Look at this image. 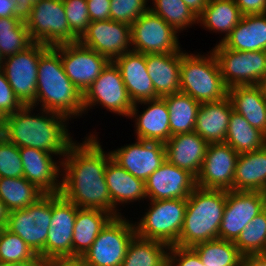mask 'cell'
<instances>
[{
  "instance_id": "1",
  "label": "cell",
  "mask_w": 266,
  "mask_h": 266,
  "mask_svg": "<svg viewBox=\"0 0 266 266\" xmlns=\"http://www.w3.org/2000/svg\"><path fill=\"white\" fill-rule=\"evenodd\" d=\"M64 158L60 194L79 208L100 209L122 216L112 203L105 180L111 154L103 151L97 137L90 134L83 143L73 142Z\"/></svg>"
},
{
  "instance_id": "2",
  "label": "cell",
  "mask_w": 266,
  "mask_h": 266,
  "mask_svg": "<svg viewBox=\"0 0 266 266\" xmlns=\"http://www.w3.org/2000/svg\"><path fill=\"white\" fill-rule=\"evenodd\" d=\"M33 109L34 106L25 105L5 117L4 137L18 147L37 148L64 157L74 142L66 126L69 119L63 114L43 109L41 116L32 115Z\"/></svg>"
},
{
  "instance_id": "3",
  "label": "cell",
  "mask_w": 266,
  "mask_h": 266,
  "mask_svg": "<svg viewBox=\"0 0 266 266\" xmlns=\"http://www.w3.org/2000/svg\"><path fill=\"white\" fill-rule=\"evenodd\" d=\"M39 102L40 109L63 114L68 119L83 113V94L65 74L60 53L52 46L38 61L36 101L31 106Z\"/></svg>"
},
{
  "instance_id": "4",
  "label": "cell",
  "mask_w": 266,
  "mask_h": 266,
  "mask_svg": "<svg viewBox=\"0 0 266 266\" xmlns=\"http://www.w3.org/2000/svg\"><path fill=\"white\" fill-rule=\"evenodd\" d=\"M226 199V190L196 187L187 198L184 224L175 245L193 247L202 242L219 239Z\"/></svg>"
},
{
  "instance_id": "5",
  "label": "cell",
  "mask_w": 266,
  "mask_h": 266,
  "mask_svg": "<svg viewBox=\"0 0 266 266\" xmlns=\"http://www.w3.org/2000/svg\"><path fill=\"white\" fill-rule=\"evenodd\" d=\"M180 92L200 103L216 102L228 96L216 55L188 54L181 51Z\"/></svg>"
},
{
  "instance_id": "6",
  "label": "cell",
  "mask_w": 266,
  "mask_h": 266,
  "mask_svg": "<svg viewBox=\"0 0 266 266\" xmlns=\"http://www.w3.org/2000/svg\"><path fill=\"white\" fill-rule=\"evenodd\" d=\"M151 206L139 222H135L138 237L157 240L173 246L181 233L187 199L150 200Z\"/></svg>"
},
{
  "instance_id": "7",
  "label": "cell",
  "mask_w": 266,
  "mask_h": 266,
  "mask_svg": "<svg viewBox=\"0 0 266 266\" xmlns=\"http://www.w3.org/2000/svg\"><path fill=\"white\" fill-rule=\"evenodd\" d=\"M52 219V194H44L26 208L10 211L6 229L19 235L40 260H45V245Z\"/></svg>"
},
{
  "instance_id": "8",
  "label": "cell",
  "mask_w": 266,
  "mask_h": 266,
  "mask_svg": "<svg viewBox=\"0 0 266 266\" xmlns=\"http://www.w3.org/2000/svg\"><path fill=\"white\" fill-rule=\"evenodd\" d=\"M123 218V219H122ZM135 226L122 216H114L82 256L86 266H121Z\"/></svg>"
},
{
  "instance_id": "9",
  "label": "cell",
  "mask_w": 266,
  "mask_h": 266,
  "mask_svg": "<svg viewBox=\"0 0 266 266\" xmlns=\"http://www.w3.org/2000/svg\"><path fill=\"white\" fill-rule=\"evenodd\" d=\"M25 23L35 43L53 47L79 40L69 28L62 0H39Z\"/></svg>"
},
{
  "instance_id": "10",
  "label": "cell",
  "mask_w": 266,
  "mask_h": 266,
  "mask_svg": "<svg viewBox=\"0 0 266 266\" xmlns=\"http://www.w3.org/2000/svg\"><path fill=\"white\" fill-rule=\"evenodd\" d=\"M218 60L225 85L235 86L259 85L266 76V51H234L222 43L212 50Z\"/></svg>"
},
{
  "instance_id": "11",
  "label": "cell",
  "mask_w": 266,
  "mask_h": 266,
  "mask_svg": "<svg viewBox=\"0 0 266 266\" xmlns=\"http://www.w3.org/2000/svg\"><path fill=\"white\" fill-rule=\"evenodd\" d=\"M48 47L34 42L26 50L4 58L1 70L24 106L36 101L38 61Z\"/></svg>"
},
{
  "instance_id": "12",
  "label": "cell",
  "mask_w": 266,
  "mask_h": 266,
  "mask_svg": "<svg viewBox=\"0 0 266 266\" xmlns=\"http://www.w3.org/2000/svg\"><path fill=\"white\" fill-rule=\"evenodd\" d=\"M96 104L110 112L130 116L134 104L124 85L120 70L110 61L98 78L83 94V113ZM89 107V108H88Z\"/></svg>"
},
{
  "instance_id": "13",
  "label": "cell",
  "mask_w": 266,
  "mask_h": 266,
  "mask_svg": "<svg viewBox=\"0 0 266 266\" xmlns=\"http://www.w3.org/2000/svg\"><path fill=\"white\" fill-rule=\"evenodd\" d=\"M178 31L150 9L131 25L133 51L143 54L179 52Z\"/></svg>"
},
{
  "instance_id": "14",
  "label": "cell",
  "mask_w": 266,
  "mask_h": 266,
  "mask_svg": "<svg viewBox=\"0 0 266 266\" xmlns=\"http://www.w3.org/2000/svg\"><path fill=\"white\" fill-rule=\"evenodd\" d=\"M61 57L65 74L84 94L110 60L79 41L53 46Z\"/></svg>"
},
{
  "instance_id": "15",
  "label": "cell",
  "mask_w": 266,
  "mask_h": 266,
  "mask_svg": "<svg viewBox=\"0 0 266 266\" xmlns=\"http://www.w3.org/2000/svg\"><path fill=\"white\" fill-rule=\"evenodd\" d=\"M266 193L227 191L219 239L235 241L251 220L265 209Z\"/></svg>"
},
{
  "instance_id": "16",
  "label": "cell",
  "mask_w": 266,
  "mask_h": 266,
  "mask_svg": "<svg viewBox=\"0 0 266 266\" xmlns=\"http://www.w3.org/2000/svg\"><path fill=\"white\" fill-rule=\"evenodd\" d=\"M237 153L226 143H209L196 186L203 189L233 191Z\"/></svg>"
},
{
  "instance_id": "17",
  "label": "cell",
  "mask_w": 266,
  "mask_h": 266,
  "mask_svg": "<svg viewBox=\"0 0 266 266\" xmlns=\"http://www.w3.org/2000/svg\"><path fill=\"white\" fill-rule=\"evenodd\" d=\"M78 41L113 61L132 50L131 25L112 19L93 21Z\"/></svg>"
},
{
  "instance_id": "18",
  "label": "cell",
  "mask_w": 266,
  "mask_h": 266,
  "mask_svg": "<svg viewBox=\"0 0 266 266\" xmlns=\"http://www.w3.org/2000/svg\"><path fill=\"white\" fill-rule=\"evenodd\" d=\"M78 209L60 193L52 194V219L45 245V260L72 257V237Z\"/></svg>"
},
{
  "instance_id": "19",
  "label": "cell",
  "mask_w": 266,
  "mask_h": 266,
  "mask_svg": "<svg viewBox=\"0 0 266 266\" xmlns=\"http://www.w3.org/2000/svg\"><path fill=\"white\" fill-rule=\"evenodd\" d=\"M137 142L110 151L111 159L134 177L146 179L166 160L164 143L158 141Z\"/></svg>"
},
{
  "instance_id": "20",
  "label": "cell",
  "mask_w": 266,
  "mask_h": 266,
  "mask_svg": "<svg viewBox=\"0 0 266 266\" xmlns=\"http://www.w3.org/2000/svg\"><path fill=\"white\" fill-rule=\"evenodd\" d=\"M196 187L193 174L167 160L145 181L149 200L187 199Z\"/></svg>"
},
{
  "instance_id": "21",
  "label": "cell",
  "mask_w": 266,
  "mask_h": 266,
  "mask_svg": "<svg viewBox=\"0 0 266 266\" xmlns=\"http://www.w3.org/2000/svg\"><path fill=\"white\" fill-rule=\"evenodd\" d=\"M23 164V177L34 184L44 194H57L61 190L59 181L62 162H54L52 153L29 147H19ZM58 165V166H57Z\"/></svg>"
},
{
  "instance_id": "22",
  "label": "cell",
  "mask_w": 266,
  "mask_h": 266,
  "mask_svg": "<svg viewBox=\"0 0 266 266\" xmlns=\"http://www.w3.org/2000/svg\"><path fill=\"white\" fill-rule=\"evenodd\" d=\"M133 104L159 98L146 67V54L129 51L113 60Z\"/></svg>"
},
{
  "instance_id": "23",
  "label": "cell",
  "mask_w": 266,
  "mask_h": 266,
  "mask_svg": "<svg viewBox=\"0 0 266 266\" xmlns=\"http://www.w3.org/2000/svg\"><path fill=\"white\" fill-rule=\"evenodd\" d=\"M137 104L149 105L137 115ZM169 116L165 100L159 97L134 104L129 117L136 118L137 139L166 143L171 137Z\"/></svg>"
},
{
  "instance_id": "24",
  "label": "cell",
  "mask_w": 266,
  "mask_h": 266,
  "mask_svg": "<svg viewBox=\"0 0 266 266\" xmlns=\"http://www.w3.org/2000/svg\"><path fill=\"white\" fill-rule=\"evenodd\" d=\"M166 160L195 177L200 172L208 143L195 131L171 136L166 143Z\"/></svg>"
},
{
  "instance_id": "25",
  "label": "cell",
  "mask_w": 266,
  "mask_h": 266,
  "mask_svg": "<svg viewBox=\"0 0 266 266\" xmlns=\"http://www.w3.org/2000/svg\"><path fill=\"white\" fill-rule=\"evenodd\" d=\"M232 110L228 96L220 101L201 103L194 131L208 144L224 143Z\"/></svg>"
},
{
  "instance_id": "26",
  "label": "cell",
  "mask_w": 266,
  "mask_h": 266,
  "mask_svg": "<svg viewBox=\"0 0 266 266\" xmlns=\"http://www.w3.org/2000/svg\"><path fill=\"white\" fill-rule=\"evenodd\" d=\"M181 50L146 54V67L158 97L180 92Z\"/></svg>"
},
{
  "instance_id": "27",
  "label": "cell",
  "mask_w": 266,
  "mask_h": 266,
  "mask_svg": "<svg viewBox=\"0 0 266 266\" xmlns=\"http://www.w3.org/2000/svg\"><path fill=\"white\" fill-rule=\"evenodd\" d=\"M221 43L234 51H266V13L242 16Z\"/></svg>"
},
{
  "instance_id": "28",
  "label": "cell",
  "mask_w": 266,
  "mask_h": 266,
  "mask_svg": "<svg viewBox=\"0 0 266 266\" xmlns=\"http://www.w3.org/2000/svg\"><path fill=\"white\" fill-rule=\"evenodd\" d=\"M233 191L266 193V145L259 150L239 154L234 173Z\"/></svg>"
},
{
  "instance_id": "29",
  "label": "cell",
  "mask_w": 266,
  "mask_h": 266,
  "mask_svg": "<svg viewBox=\"0 0 266 266\" xmlns=\"http://www.w3.org/2000/svg\"><path fill=\"white\" fill-rule=\"evenodd\" d=\"M233 110L254 128L266 135V97L259 85L235 86L228 89Z\"/></svg>"
},
{
  "instance_id": "30",
  "label": "cell",
  "mask_w": 266,
  "mask_h": 266,
  "mask_svg": "<svg viewBox=\"0 0 266 266\" xmlns=\"http://www.w3.org/2000/svg\"><path fill=\"white\" fill-rule=\"evenodd\" d=\"M105 180L114 207L118 203H129L147 199L145 182L110 159L105 169Z\"/></svg>"
},
{
  "instance_id": "31",
  "label": "cell",
  "mask_w": 266,
  "mask_h": 266,
  "mask_svg": "<svg viewBox=\"0 0 266 266\" xmlns=\"http://www.w3.org/2000/svg\"><path fill=\"white\" fill-rule=\"evenodd\" d=\"M113 217L104 210L79 208L72 237V256L82 257Z\"/></svg>"
},
{
  "instance_id": "32",
  "label": "cell",
  "mask_w": 266,
  "mask_h": 266,
  "mask_svg": "<svg viewBox=\"0 0 266 266\" xmlns=\"http://www.w3.org/2000/svg\"><path fill=\"white\" fill-rule=\"evenodd\" d=\"M242 19L235 0H208L207 6L198 16V23L213 32L225 33L221 43Z\"/></svg>"
},
{
  "instance_id": "33",
  "label": "cell",
  "mask_w": 266,
  "mask_h": 266,
  "mask_svg": "<svg viewBox=\"0 0 266 266\" xmlns=\"http://www.w3.org/2000/svg\"><path fill=\"white\" fill-rule=\"evenodd\" d=\"M168 107L171 136L193 132L201 105L190 95L182 92L162 97Z\"/></svg>"
},
{
  "instance_id": "34",
  "label": "cell",
  "mask_w": 266,
  "mask_h": 266,
  "mask_svg": "<svg viewBox=\"0 0 266 266\" xmlns=\"http://www.w3.org/2000/svg\"><path fill=\"white\" fill-rule=\"evenodd\" d=\"M169 248L168 244L161 241L135 235L129 243L121 266H168Z\"/></svg>"
},
{
  "instance_id": "35",
  "label": "cell",
  "mask_w": 266,
  "mask_h": 266,
  "mask_svg": "<svg viewBox=\"0 0 266 266\" xmlns=\"http://www.w3.org/2000/svg\"><path fill=\"white\" fill-rule=\"evenodd\" d=\"M224 143L239 154L252 152L266 145V135L252 127L241 114L232 110Z\"/></svg>"
},
{
  "instance_id": "36",
  "label": "cell",
  "mask_w": 266,
  "mask_h": 266,
  "mask_svg": "<svg viewBox=\"0 0 266 266\" xmlns=\"http://www.w3.org/2000/svg\"><path fill=\"white\" fill-rule=\"evenodd\" d=\"M43 195L41 190L24 177H0V199L9 212L28 207Z\"/></svg>"
},
{
  "instance_id": "37",
  "label": "cell",
  "mask_w": 266,
  "mask_h": 266,
  "mask_svg": "<svg viewBox=\"0 0 266 266\" xmlns=\"http://www.w3.org/2000/svg\"><path fill=\"white\" fill-rule=\"evenodd\" d=\"M206 266H241L243 255L234 241L214 239L192 247Z\"/></svg>"
},
{
  "instance_id": "38",
  "label": "cell",
  "mask_w": 266,
  "mask_h": 266,
  "mask_svg": "<svg viewBox=\"0 0 266 266\" xmlns=\"http://www.w3.org/2000/svg\"><path fill=\"white\" fill-rule=\"evenodd\" d=\"M33 43L25 22L15 17L0 18V52L3 58L26 50Z\"/></svg>"
},
{
  "instance_id": "39",
  "label": "cell",
  "mask_w": 266,
  "mask_h": 266,
  "mask_svg": "<svg viewBox=\"0 0 266 266\" xmlns=\"http://www.w3.org/2000/svg\"><path fill=\"white\" fill-rule=\"evenodd\" d=\"M149 9L171 25L176 31L198 24V17L190 10L183 0H152Z\"/></svg>"
},
{
  "instance_id": "40",
  "label": "cell",
  "mask_w": 266,
  "mask_h": 266,
  "mask_svg": "<svg viewBox=\"0 0 266 266\" xmlns=\"http://www.w3.org/2000/svg\"><path fill=\"white\" fill-rule=\"evenodd\" d=\"M234 244L243 256L266 253V209L251 220Z\"/></svg>"
},
{
  "instance_id": "41",
  "label": "cell",
  "mask_w": 266,
  "mask_h": 266,
  "mask_svg": "<svg viewBox=\"0 0 266 266\" xmlns=\"http://www.w3.org/2000/svg\"><path fill=\"white\" fill-rule=\"evenodd\" d=\"M39 257L16 234L5 227L0 230V263H40Z\"/></svg>"
},
{
  "instance_id": "42",
  "label": "cell",
  "mask_w": 266,
  "mask_h": 266,
  "mask_svg": "<svg viewBox=\"0 0 266 266\" xmlns=\"http://www.w3.org/2000/svg\"><path fill=\"white\" fill-rule=\"evenodd\" d=\"M71 32L80 39L91 20L86 0H62Z\"/></svg>"
},
{
  "instance_id": "43",
  "label": "cell",
  "mask_w": 266,
  "mask_h": 266,
  "mask_svg": "<svg viewBox=\"0 0 266 266\" xmlns=\"http://www.w3.org/2000/svg\"><path fill=\"white\" fill-rule=\"evenodd\" d=\"M0 177H23L19 147L5 137L0 140Z\"/></svg>"
},
{
  "instance_id": "44",
  "label": "cell",
  "mask_w": 266,
  "mask_h": 266,
  "mask_svg": "<svg viewBox=\"0 0 266 266\" xmlns=\"http://www.w3.org/2000/svg\"><path fill=\"white\" fill-rule=\"evenodd\" d=\"M110 19L132 25L149 10L148 0H110Z\"/></svg>"
},
{
  "instance_id": "45",
  "label": "cell",
  "mask_w": 266,
  "mask_h": 266,
  "mask_svg": "<svg viewBox=\"0 0 266 266\" xmlns=\"http://www.w3.org/2000/svg\"><path fill=\"white\" fill-rule=\"evenodd\" d=\"M23 106L24 105L13 92L4 72L0 69V116L5 118L21 109Z\"/></svg>"
},
{
  "instance_id": "46",
  "label": "cell",
  "mask_w": 266,
  "mask_h": 266,
  "mask_svg": "<svg viewBox=\"0 0 266 266\" xmlns=\"http://www.w3.org/2000/svg\"><path fill=\"white\" fill-rule=\"evenodd\" d=\"M168 266H206L192 247L170 246Z\"/></svg>"
},
{
  "instance_id": "47",
  "label": "cell",
  "mask_w": 266,
  "mask_h": 266,
  "mask_svg": "<svg viewBox=\"0 0 266 266\" xmlns=\"http://www.w3.org/2000/svg\"><path fill=\"white\" fill-rule=\"evenodd\" d=\"M91 22L110 19V0H86Z\"/></svg>"
},
{
  "instance_id": "48",
  "label": "cell",
  "mask_w": 266,
  "mask_h": 266,
  "mask_svg": "<svg viewBox=\"0 0 266 266\" xmlns=\"http://www.w3.org/2000/svg\"><path fill=\"white\" fill-rule=\"evenodd\" d=\"M242 16L265 14L266 0H235Z\"/></svg>"
},
{
  "instance_id": "49",
  "label": "cell",
  "mask_w": 266,
  "mask_h": 266,
  "mask_svg": "<svg viewBox=\"0 0 266 266\" xmlns=\"http://www.w3.org/2000/svg\"><path fill=\"white\" fill-rule=\"evenodd\" d=\"M40 266H86L82 257H54L40 261Z\"/></svg>"
},
{
  "instance_id": "50",
  "label": "cell",
  "mask_w": 266,
  "mask_h": 266,
  "mask_svg": "<svg viewBox=\"0 0 266 266\" xmlns=\"http://www.w3.org/2000/svg\"><path fill=\"white\" fill-rule=\"evenodd\" d=\"M14 17L22 22L29 19L33 5L39 0H15Z\"/></svg>"
},
{
  "instance_id": "51",
  "label": "cell",
  "mask_w": 266,
  "mask_h": 266,
  "mask_svg": "<svg viewBox=\"0 0 266 266\" xmlns=\"http://www.w3.org/2000/svg\"><path fill=\"white\" fill-rule=\"evenodd\" d=\"M241 266H266V253L243 256Z\"/></svg>"
},
{
  "instance_id": "52",
  "label": "cell",
  "mask_w": 266,
  "mask_h": 266,
  "mask_svg": "<svg viewBox=\"0 0 266 266\" xmlns=\"http://www.w3.org/2000/svg\"><path fill=\"white\" fill-rule=\"evenodd\" d=\"M15 0H0V18L14 17Z\"/></svg>"
},
{
  "instance_id": "53",
  "label": "cell",
  "mask_w": 266,
  "mask_h": 266,
  "mask_svg": "<svg viewBox=\"0 0 266 266\" xmlns=\"http://www.w3.org/2000/svg\"><path fill=\"white\" fill-rule=\"evenodd\" d=\"M183 2L198 17L207 6L208 0H183Z\"/></svg>"
},
{
  "instance_id": "54",
  "label": "cell",
  "mask_w": 266,
  "mask_h": 266,
  "mask_svg": "<svg viewBox=\"0 0 266 266\" xmlns=\"http://www.w3.org/2000/svg\"><path fill=\"white\" fill-rule=\"evenodd\" d=\"M9 211L7 210L5 203L0 199V228H4L7 225Z\"/></svg>"
},
{
  "instance_id": "55",
  "label": "cell",
  "mask_w": 266,
  "mask_h": 266,
  "mask_svg": "<svg viewBox=\"0 0 266 266\" xmlns=\"http://www.w3.org/2000/svg\"><path fill=\"white\" fill-rule=\"evenodd\" d=\"M0 266H40V263H0Z\"/></svg>"
},
{
  "instance_id": "56",
  "label": "cell",
  "mask_w": 266,
  "mask_h": 266,
  "mask_svg": "<svg viewBox=\"0 0 266 266\" xmlns=\"http://www.w3.org/2000/svg\"><path fill=\"white\" fill-rule=\"evenodd\" d=\"M4 137V118L0 116V140Z\"/></svg>"
},
{
  "instance_id": "57",
  "label": "cell",
  "mask_w": 266,
  "mask_h": 266,
  "mask_svg": "<svg viewBox=\"0 0 266 266\" xmlns=\"http://www.w3.org/2000/svg\"><path fill=\"white\" fill-rule=\"evenodd\" d=\"M259 86L262 88L263 94L266 97V76L261 80Z\"/></svg>"
},
{
  "instance_id": "58",
  "label": "cell",
  "mask_w": 266,
  "mask_h": 266,
  "mask_svg": "<svg viewBox=\"0 0 266 266\" xmlns=\"http://www.w3.org/2000/svg\"><path fill=\"white\" fill-rule=\"evenodd\" d=\"M3 61H4V58H3V56H2V54H1V52H0V69H1V67H2V63H3Z\"/></svg>"
}]
</instances>
